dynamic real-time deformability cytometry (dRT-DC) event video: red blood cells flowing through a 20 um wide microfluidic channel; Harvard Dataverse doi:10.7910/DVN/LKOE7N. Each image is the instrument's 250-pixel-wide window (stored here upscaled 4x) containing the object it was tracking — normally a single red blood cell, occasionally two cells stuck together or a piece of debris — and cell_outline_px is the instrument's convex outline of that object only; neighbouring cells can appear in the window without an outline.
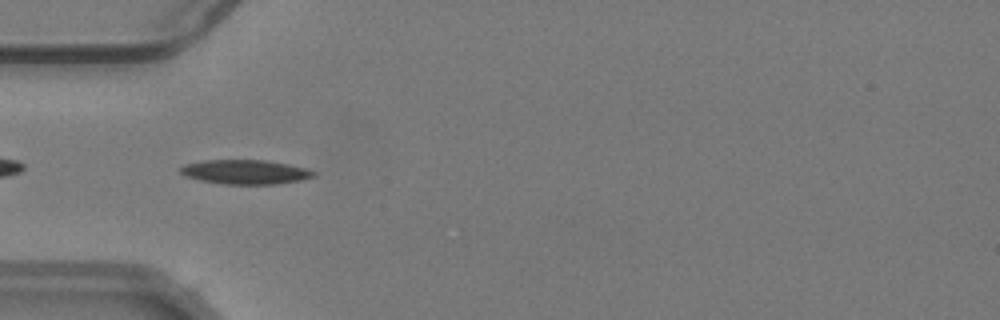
{"species": "common noctule bat (a hibernating species)", "species_latin": "Nyctalus noctula", "temperature_condition": "warm", "stored_images_in_passage": 40, "camera_frame_rate_fps": 3000, "um_per_image_px": 0.085, "animal": {"sex": "male", "body_mass_g": 19.2, "forearm_length_mm": 51.8}, "frame": {"image": 1, "passage_image": 2, "time_ms": 0.333, "image_size_px": [1000, 320], "cell_outline_px": [[316, 176], [300, 180], [276, 184], [224, 184], [200, 180], [184, 176], [180, 172], [180, 168], [184, 164], [204, 160], [264, 160], [288, 164], [304, 168], [316, 172]], "centroid_in_image_um": [20.83, 14.61], "position_along_channel_um": 64.2, "area_um2": 18.84}}
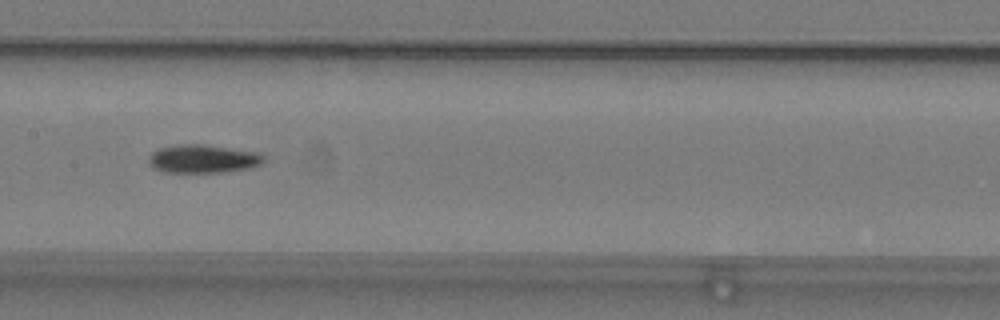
{"frame": {"image": 2, "passage_image": 12, "time_ms": 3.667, "image_size_px": [1000, 320], "cell_outline_px": [[264, 160], [260, 164], [248, 168], [220, 172], [164, 172], [148, 164], [148, 156], [152, 152], [160, 148], [180, 144], [204, 144], [260, 152], [264, 156]], "centroid_in_image_um": [17.25, 13.49], "position_along_channel_um": 190.2, "area_um2": 18.96}}
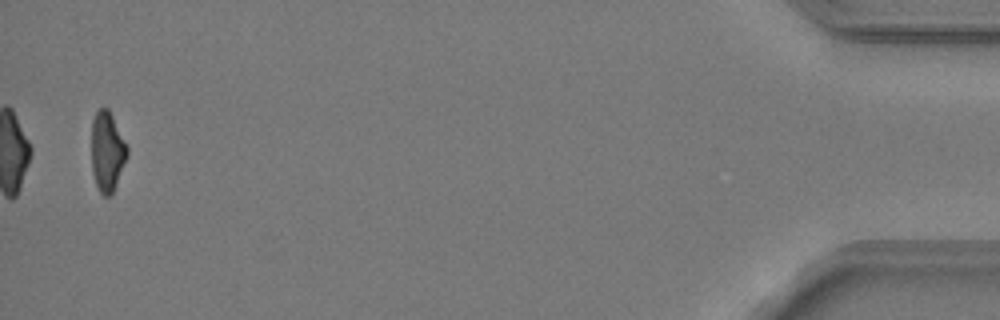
{"frame": {"image": 3, "passage_image": 38, "time_ms": 12.333, "image_size_px": [1000, 320], "cell_outline_px": [[128, 156], [116, 184], [112, 192], [108, 196], [104, 196], [100, 192], [96, 184], [92, 172], [92, 120], [96, 112], [100, 108], [108, 108], [128, 148]], "centroid_in_image_um": [9.11, 12.88], "position_along_channel_um": 426.1, "area_um2": 16.36}, "authors_computed_cell_mechanics": {"area_um2": 18.3226, "velocity_mm_per_s": 3.796, "shape_relaxation_time_tau1_ms": 5.1295, "shape_relaxation_time_tau2_ms": 10.1716, "deformation_change_tau1": 0.1616, "deformation_change_tau2": 0.1839}}